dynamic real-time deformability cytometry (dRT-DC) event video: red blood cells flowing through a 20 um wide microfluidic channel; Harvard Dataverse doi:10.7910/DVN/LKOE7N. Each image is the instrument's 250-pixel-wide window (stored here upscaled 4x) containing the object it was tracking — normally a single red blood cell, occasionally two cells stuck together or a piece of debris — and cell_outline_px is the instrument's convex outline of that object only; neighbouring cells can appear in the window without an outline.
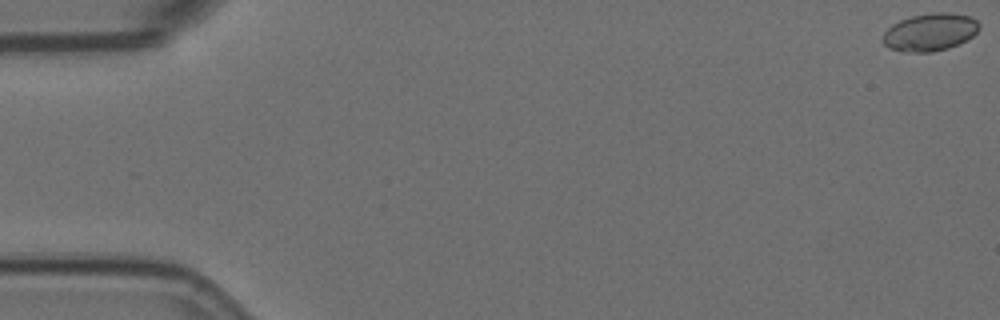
{"species": "Egyptian fruit bat (a non-hibernating species)", "species_latin": "Rousettus aegyptiacus", "temperature_condition": "room temperature", "stored_images_in_passage": 6, "camera_frame_rate_fps": 3000, "um_per_image_px": 0.085, "animal": {"sex": "female"}, "frame": {"image": 1, "passage_image": 1, "time_ms": 0.0, "image_size_px": [1000, 320], "cell_outline_px": [[980, 28], [968, 40], [948, 48], [932, 52], [900, 52], [888, 48], [884, 44], [884, 32], [892, 24], [900, 20], [912, 16], [932, 12], [948, 12], [968, 16], [976, 20], [980, 24]], "centroid_in_image_um": [79.05, 2.74], "position_along_channel_um": 5.9, "area_um2": 21.21}}
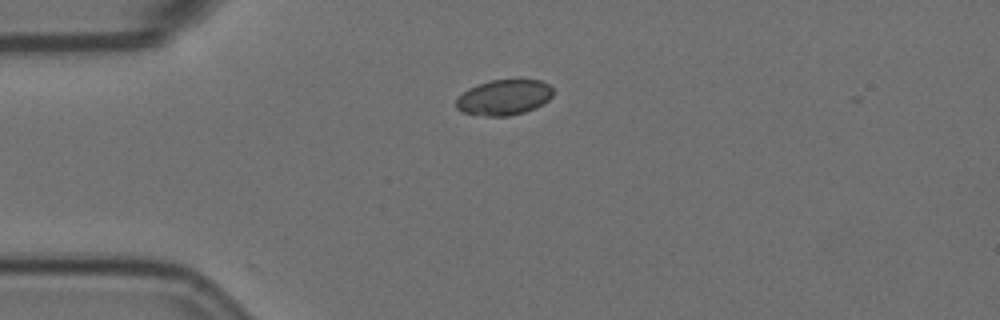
{"frame": {"image": 2, "passage_image": 5, "time_ms": 1.333, "image_size_px": [1000, 320], "cell_outline_px": [[552, 96], [548, 100], [536, 108], [524, 112], [508, 116], [484, 116], [460, 112], [456, 108], [456, 100], [468, 88], [476, 84], [492, 80], [540, 80], [548, 84], [552, 88]], "centroid_in_image_um": [42.82, 8.29], "position_along_channel_um": 42.2, "area_um2": 20.06}}